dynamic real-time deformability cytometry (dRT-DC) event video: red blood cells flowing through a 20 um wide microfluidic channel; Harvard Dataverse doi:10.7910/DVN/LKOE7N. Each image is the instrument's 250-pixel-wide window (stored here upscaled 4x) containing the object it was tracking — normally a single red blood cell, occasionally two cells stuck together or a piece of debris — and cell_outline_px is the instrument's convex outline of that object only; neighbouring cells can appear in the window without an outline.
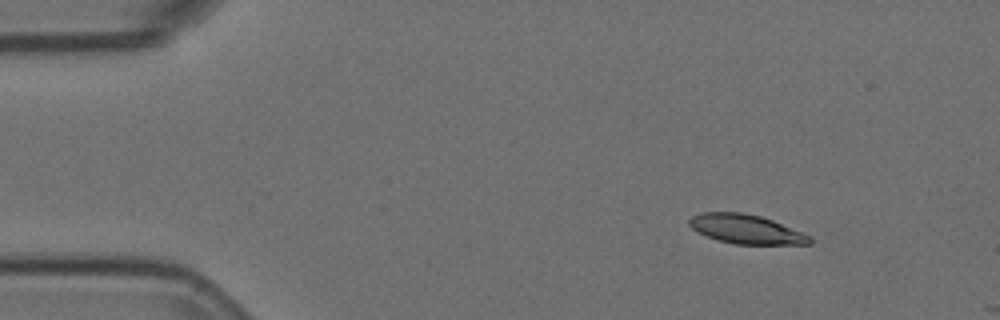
{"species": "Egyptian fruit bat (a non-hibernating species)", "species_latin": "Rousettus aegyptiacus", "temperature_condition": "room temperature", "stored_images_in_passage": 3, "camera_frame_rate_fps": 3000, "um_per_image_px": 0.085, "animal": {"sex": "female"}, "frame": {"image": 1, "passage_image": 1, "time_ms": 0.0, "image_size_px": [1000, 320], "cell_outline_px": [[812, 244], [736, 244], [716, 240], [692, 228], [688, 224], [688, 220], [692, 216], [700, 212], [740, 212], [760, 216], [772, 220], [812, 236]], "centroid_in_image_um": [63.42, 19.48], "position_along_channel_um": 21.6, "area_um2": 20.4}}